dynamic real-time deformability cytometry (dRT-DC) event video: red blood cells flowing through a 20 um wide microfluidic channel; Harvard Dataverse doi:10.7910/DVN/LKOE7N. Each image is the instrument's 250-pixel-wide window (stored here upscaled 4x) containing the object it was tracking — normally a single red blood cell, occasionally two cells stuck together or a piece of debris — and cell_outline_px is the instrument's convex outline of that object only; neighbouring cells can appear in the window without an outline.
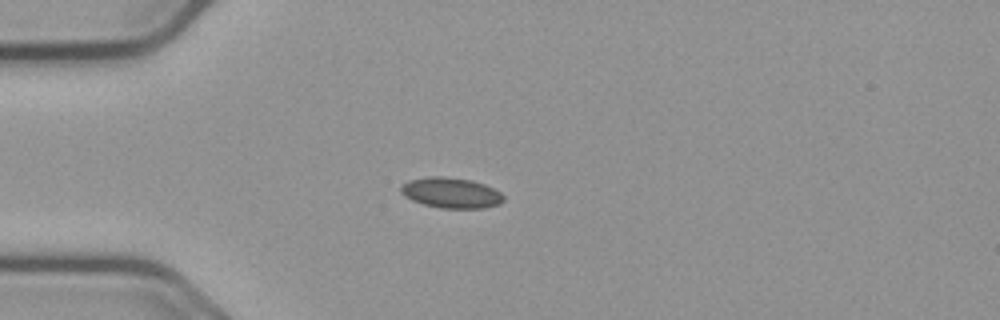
{"species": "common noctule bat (a hibernating species)", "species_latin": "Nyctalus noctula", "temperature_condition": "cold", "stored_images_in_passage": 33, "camera_frame_rate_fps": 3000, "um_per_image_px": 0.085, "animal": {"sex": "male", "body_mass_g": 23.1, "forearm_length_mm": 52.7}, "frame": {"image": 1, "passage_image": 1, "time_ms": 0.0, "image_size_px": [1000, 320], "cell_outline_px": [[504, 200], [500, 204], [480, 208], [440, 208], [424, 204], [412, 200], [404, 196], [400, 192], [400, 188], [408, 180], [428, 176], [444, 176], [472, 180], [484, 184], [500, 192], [504, 196]], "centroid_in_image_um": [38.33, 16.38], "position_along_channel_um": 46.7, "area_um2": 18.26}}
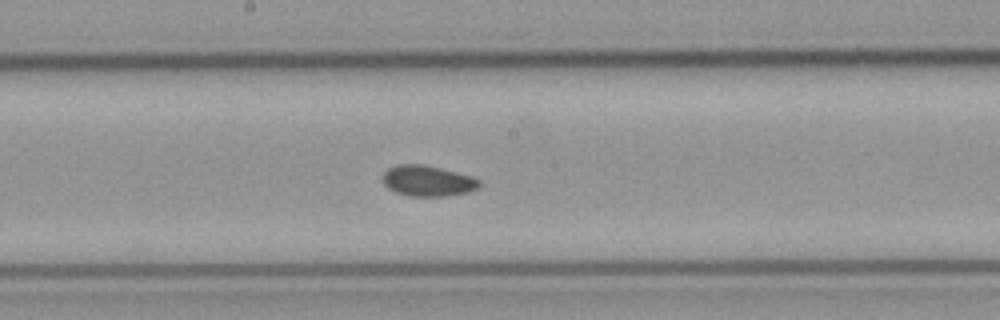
{"frame": {"image": 2, "passage_image": 16, "time_ms": 5.0, "image_size_px": [1000, 320], "cell_outline_px": [[480, 184], [476, 188], [468, 192], [444, 196], [408, 196], [396, 192], [388, 188], [380, 180], [380, 176], [388, 168], [396, 164], [424, 164], [472, 176], [480, 180]], "centroid_in_image_um": [36.29, 15.36], "position_along_channel_um": 211.9, "area_um2": 17.46}}
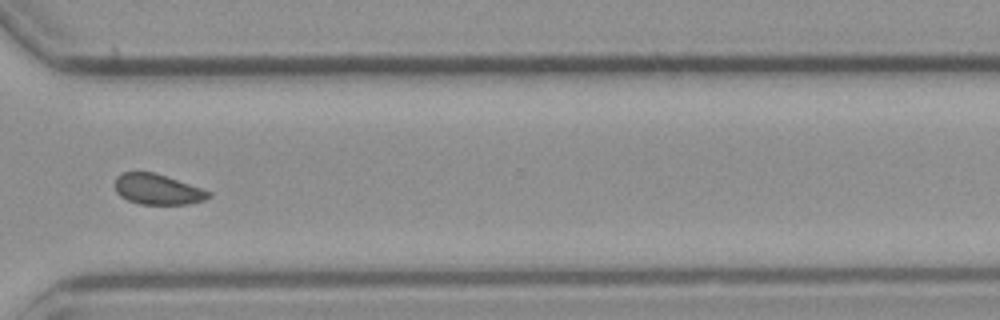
{"frame": {"image": 3, "passage_image": 28, "time_ms": 9.0, "image_size_px": [1000, 320], "cell_outline_px": [[212, 196], [204, 200], [184, 204], [140, 204], [128, 200], [120, 196], [116, 192], [116, 176], [124, 172], [152, 172], [212, 192]], "centroid_in_image_um": [13.38, 16.1], "position_along_channel_um": 357.2, "area_um2": 16.3}, "authors_computed_cell_mechanics": {"area_um2": 17.34, "velocity_mm_per_s": 3.6447, "shape_relaxation_time_tau1_ms": null, "shape_relaxation_time_tau2_ms": 6.0013, "deformation_change_tau1": null, "deformation_change_tau2": 0.0693}}